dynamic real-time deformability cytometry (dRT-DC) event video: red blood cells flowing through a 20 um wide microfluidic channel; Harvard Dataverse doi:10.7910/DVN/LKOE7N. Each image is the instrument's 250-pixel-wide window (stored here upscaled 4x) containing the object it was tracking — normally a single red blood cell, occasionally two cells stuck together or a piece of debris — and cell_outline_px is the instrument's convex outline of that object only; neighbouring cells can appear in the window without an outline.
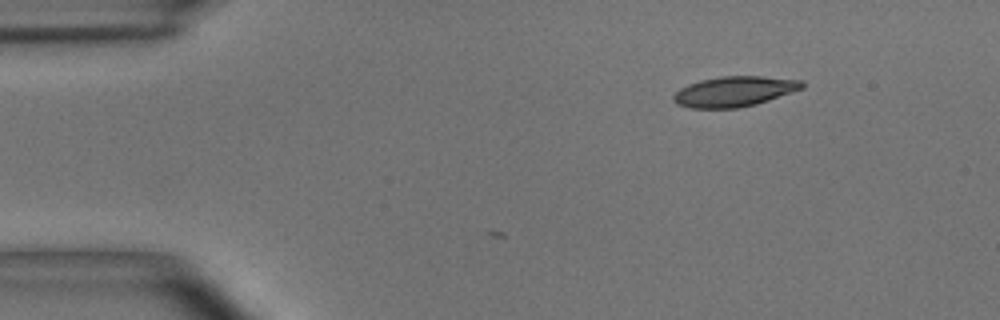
{"species": "common noctule bat (a hibernating species)", "species_latin": "Nyctalus noctula", "temperature_condition": "room temperature", "stored_images_in_passage": 2, "camera_frame_rate_fps": 3000, "um_per_image_px": 0.085, "animal": {"sex": "male", "body_mass_g": 15.6}, "frame": {"image": 1, "passage_image": 2, "time_ms": 0.333, "image_size_px": [1000, 320], "cell_outline_px": [[804, 88], [756, 104], [736, 108], [692, 108], [676, 104], [672, 100], [672, 96], [680, 88], [688, 84], [700, 80], [720, 76], [760, 76], [804, 80]], "centroid_in_image_um": [62.4, 7.77], "position_along_channel_um": 22.6, "area_um2": 22.72}}